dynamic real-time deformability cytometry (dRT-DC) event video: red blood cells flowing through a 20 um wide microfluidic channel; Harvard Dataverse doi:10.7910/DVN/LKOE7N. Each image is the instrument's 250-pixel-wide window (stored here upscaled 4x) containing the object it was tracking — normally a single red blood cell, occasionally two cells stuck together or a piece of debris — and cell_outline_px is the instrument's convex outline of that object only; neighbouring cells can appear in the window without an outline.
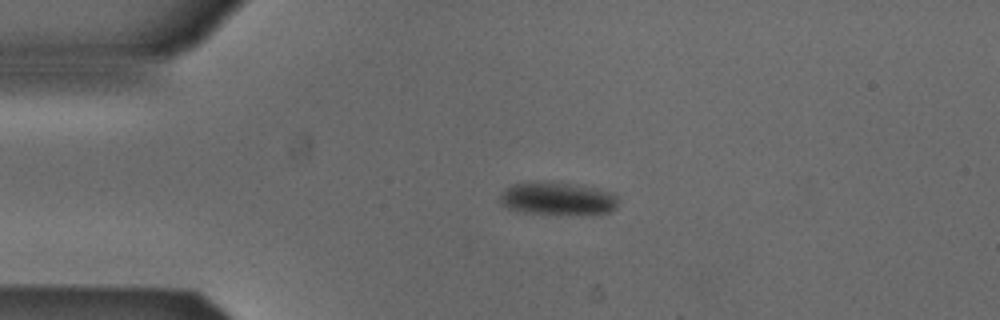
{"species": "Egyptian fruit bat (a non-hibernating species)", "species_latin": "Rousettus aegyptiacus", "temperature_condition": "cold", "stored_images_in_passage": 5, "camera_frame_rate_fps": 3000, "um_per_image_px": 0.085, "animal": {"sex": "male"}, "frame": {"image": 1, "passage_image": 3, "time_ms": 0.667, "image_size_px": [1000, 320], "cell_outline_px": [[616, 208], [608, 212], [580, 216], [516, 212], [500, 204], [500, 196], [512, 184], [576, 184], [608, 192], [616, 196]], "centroid_in_image_um": [47.4, 16.96], "position_along_channel_um": 37.6, "area_um2": 22.2}}